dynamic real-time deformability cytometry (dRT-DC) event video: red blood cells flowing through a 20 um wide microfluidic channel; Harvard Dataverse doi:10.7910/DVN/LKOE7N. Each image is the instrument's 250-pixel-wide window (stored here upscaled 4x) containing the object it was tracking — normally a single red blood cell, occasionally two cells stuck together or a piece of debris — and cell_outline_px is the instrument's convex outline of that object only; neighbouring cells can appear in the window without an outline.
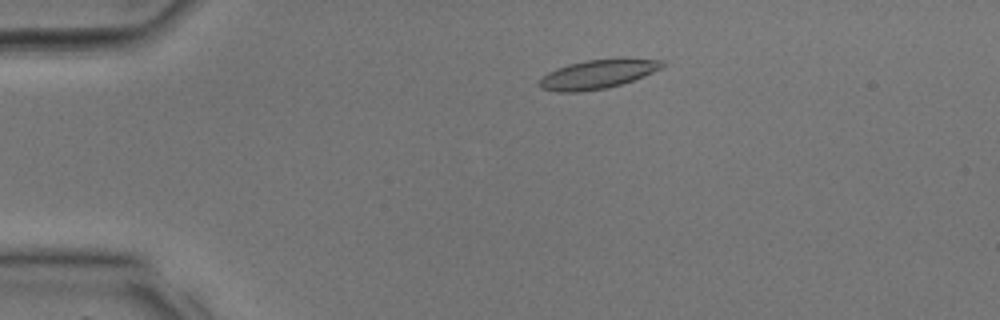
{"species": "common noctule bat (a hibernating species)", "species_latin": "Nyctalus noctula", "temperature_condition": "room temperature", "stored_images_in_passage": 27, "camera_frame_rate_fps": 3000, "um_per_image_px": 0.085, "animal": {"sex": "male", "body_mass_g": 17.9, "forearm_length_mm": 54.2}, "frame": {"image": 1, "passage_image": 1, "time_ms": 0.0, "image_size_px": [1000, 320], "cell_outline_px": [[668, 64], [664, 68], [644, 76], [620, 84], [604, 88], [580, 92], [556, 92], [540, 88], [540, 80], [548, 72], [556, 68], [568, 64], [588, 60], [624, 56], [664, 60]], "centroid_in_image_um": [50.91, 6.26], "position_along_channel_um": 34.1, "area_um2": 21.33}}
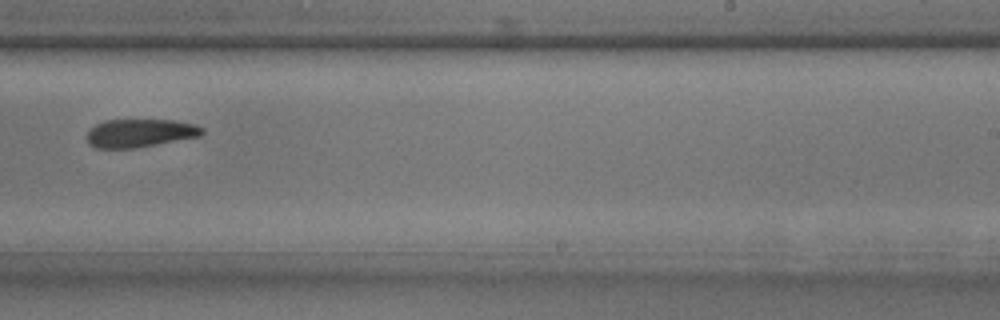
{"frame": {"image": 2, "passage_image": 15, "time_ms": 4.667, "image_size_px": [1000, 320], "cell_outline_px": [[204, 132], [200, 136], [136, 148], [96, 148], [88, 144], [84, 136], [96, 124], [104, 120], [172, 120], [196, 124], [204, 128]], "centroid_in_image_um": [11.88, 11.31], "position_along_channel_um": 277.1, "area_um2": 19.07}}
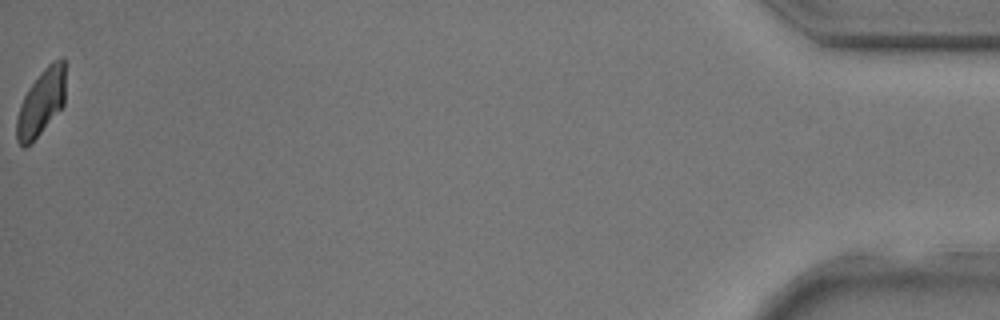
{"frame": {"image": 3, "passage_image": 27, "time_ms": 8.667, "image_size_px": [1000, 320], "cell_outline_px": [[64, 104], [40, 132], [24, 148], [16, 140], [16, 116], [20, 104], [28, 88], [44, 68], [52, 60], [64, 60]], "centroid_in_image_um": [3.46, 8.7], "position_along_channel_um": 431.7, "area_um2": 18.32}}